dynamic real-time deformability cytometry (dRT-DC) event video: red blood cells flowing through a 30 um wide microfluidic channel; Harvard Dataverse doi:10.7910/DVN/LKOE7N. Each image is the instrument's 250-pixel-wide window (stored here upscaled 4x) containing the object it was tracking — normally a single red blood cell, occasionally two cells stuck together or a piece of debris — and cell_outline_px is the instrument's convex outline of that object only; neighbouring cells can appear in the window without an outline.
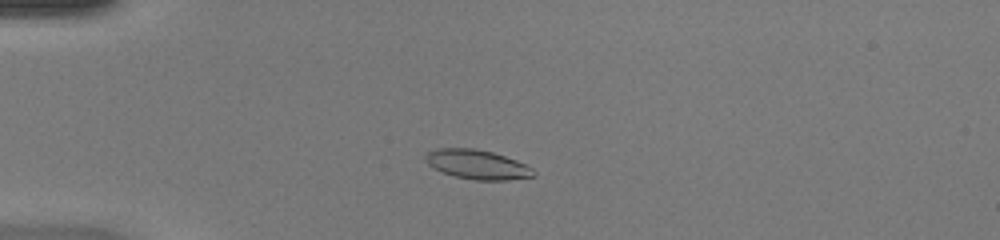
{"species": "common noctule bat (a hibernating species)", "species_latin": "Nyctalus noctula", "temperature_condition": "warm", "stored_images_in_passage": 44, "camera_frame_rate_fps": 3000, "um_per_image_px": 0.085, "animal": {"sex": "female", "body_mass_g": 20.0, "forearm_length_mm": 54.0}, "frame": {"image": 1, "passage_image": 9, "time_ms": 2.667, "image_size_px": [1000, 240], "cell_outline_px": [[536, 176], [508, 180], [472, 180], [456, 176], [432, 168], [424, 160], [424, 156], [428, 152], [436, 148], [476, 148], [492, 152], [516, 160], [532, 168], [536, 172]], "centroid_in_image_um": [40.56, 13.98], "position_along_channel_um": 44.4, "area_um2": 18.55}}
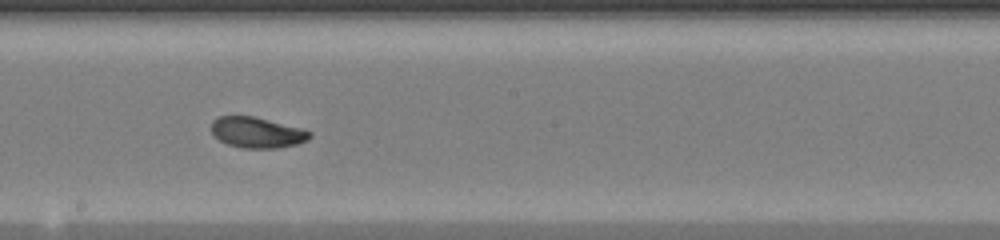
{"frame": {"image": 2, "passage_image": 24, "time_ms": 7.667, "image_size_px": [1000, 240], "cell_outline_px": [[312, 136], [308, 140], [296, 144], [276, 148], [240, 148], [228, 144], [220, 140], [212, 132], [212, 120], [216, 116], [252, 116], [304, 128], [312, 132]], "centroid_in_image_um": [21.87, 11.25], "position_along_channel_um": 226.3, "area_um2": 17.69}}
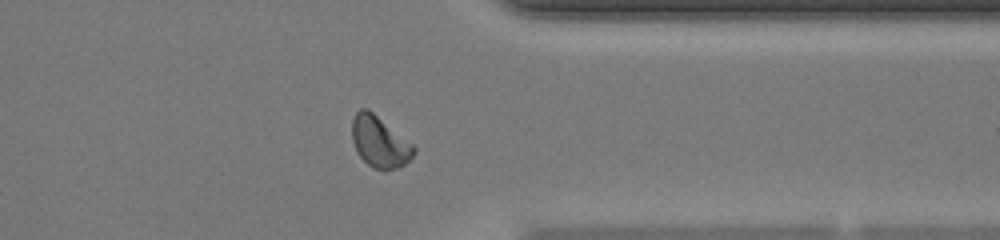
{"frame": {"image": 3, "passage_image": 35, "time_ms": 11.333, "image_size_px": [1000, 240], "cell_outline_px": [[416, 152], [400, 168], [372, 168], [356, 152], [352, 140], [352, 120], [356, 112], [360, 108], [368, 108], [412, 144], [416, 148]], "centroid_in_image_um": [32.24, 12.03], "position_along_channel_um": 379.2, "area_um2": 18.15}, "authors_computed_cell_mechanics": {"area_um2": 17.8024, "velocity_mm_per_s": 4.274, "shape_relaxation_time_tau1_ms": 3.3159, "shape_relaxation_time_tau2_ms": 1.4868, "deformation_change_tau1": 0.1698, "deformation_change_tau2": 0.0691}}